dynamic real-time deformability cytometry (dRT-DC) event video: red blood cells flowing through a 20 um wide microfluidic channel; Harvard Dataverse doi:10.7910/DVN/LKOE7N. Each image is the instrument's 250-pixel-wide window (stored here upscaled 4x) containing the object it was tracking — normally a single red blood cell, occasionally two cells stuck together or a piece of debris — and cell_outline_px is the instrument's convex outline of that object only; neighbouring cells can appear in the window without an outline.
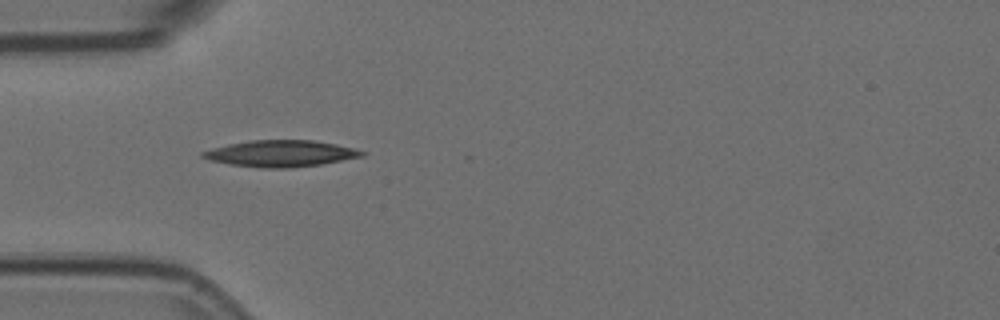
{"species": "Egyptian fruit bat (a non-hibernating species)", "species_latin": "Rousettus aegyptiacus", "temperature_condition": "room temperature", "stored_images_in_passage": 4, "camera_frame_rate_fps": 3000, "um_per_image_px": 0.085, "animal": {"sex": "female"}, "frame": {"image": 1, "passage_image": 3, "time_ms": 0.667, "image_size_px": [1000, 320], "cell_outline_px": [[368, 152], [364, 156], [320, 164], [288, 168], [260, 168], [228, 164], [208, 160], [200, 156], [200, 152], [212, 148], [228, 144], [248, 140], [312, 140], [336, 144], [356, 148]], "centroid_in_image_um": [23.84, 13.04], "position_along_channel_um": 61.2, "area_um2": 24.74}}
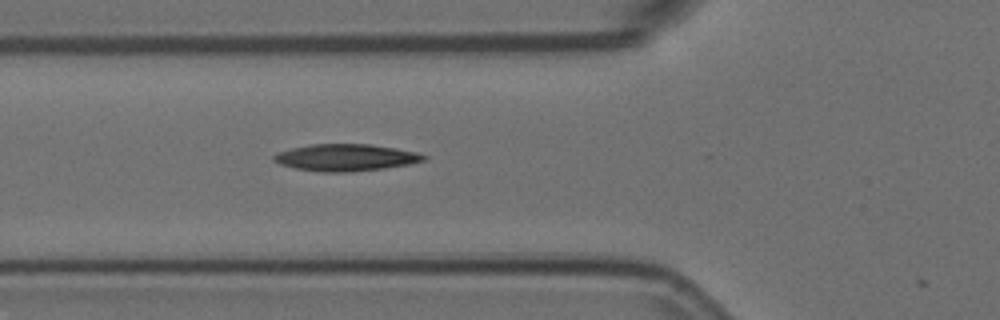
{"frame": {"image": 2, "passage_image": 4, "time_ms": 1.0, "image_size_px": [1000, 320], "cell_outline_px": [[428, 160], [408, 164], [384, 168], [352, 172], [320, 172], [296, 168], [280, 164], [272, 160], [272, 156], [276, 152], [292, 148], [312, 144], [372, 144], [396, 148], [416, 152], [428, 156]], "centroid_in_image_um": [29.39, 13.39], "position_along_channel_um": 96.4, "area_um2": 23.64}}